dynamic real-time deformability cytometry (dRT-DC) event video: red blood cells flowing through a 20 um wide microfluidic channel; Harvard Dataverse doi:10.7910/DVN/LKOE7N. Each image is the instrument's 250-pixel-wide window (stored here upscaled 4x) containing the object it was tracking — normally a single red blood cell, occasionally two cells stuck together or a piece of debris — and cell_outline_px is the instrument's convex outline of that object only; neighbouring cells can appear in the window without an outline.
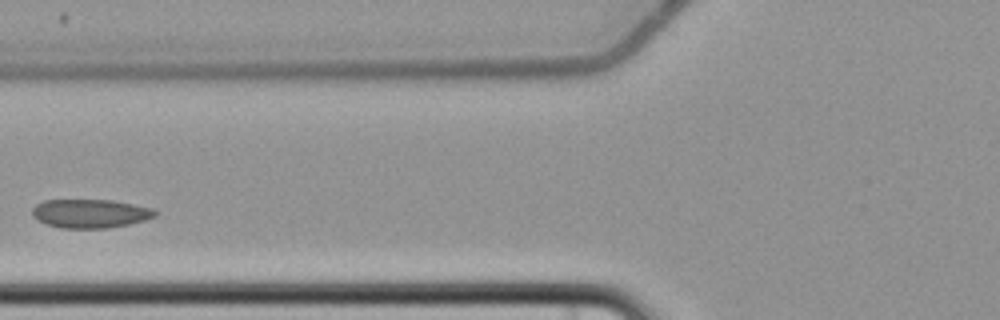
{"species": "common noctule bat (a hibernating species)", "species_latin": "Nyctalus noctula", "temperature_condition": "cold", "stored_images_in_passage": 3, "camera_frame_rate_fps": 3000, "um_per_image_px": 0.085, "animal": {"sex": "female", "body_mass_g": 22.7, "forearm_length_mm": 54.2}, "frame": {"image": 1, "passage_image": 3, "time_ms": 3.0, "image_size_px": [1000, 320], "cell_outline_px": [[160, 212], [156, 216], [144, 220], [128, 224], [108, 228], [60, 228], [48, 224], [32, 216], [32, 208], [36, 204], [44, 200], [112, 200], [152, 208]], "centroid_in_image_um": [7.69, 18.14], "position_along_channel_um": 118.1, "area_um2": 20.52}}